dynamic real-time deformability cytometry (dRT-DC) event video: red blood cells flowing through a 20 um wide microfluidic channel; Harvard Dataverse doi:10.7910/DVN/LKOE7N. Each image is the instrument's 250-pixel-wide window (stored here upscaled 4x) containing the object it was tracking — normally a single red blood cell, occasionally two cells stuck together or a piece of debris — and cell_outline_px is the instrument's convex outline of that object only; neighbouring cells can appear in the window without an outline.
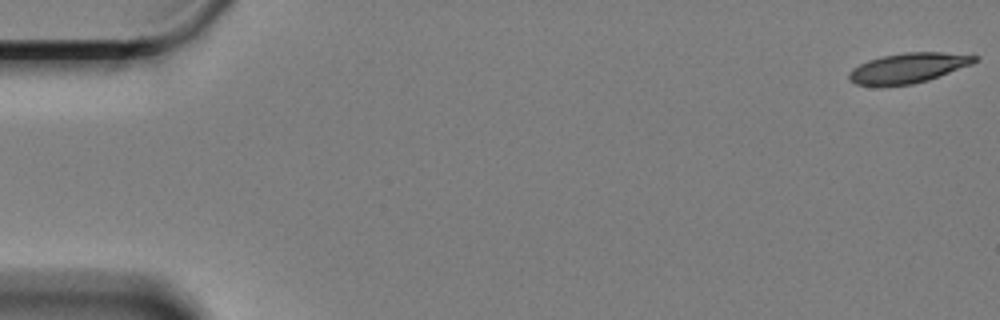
{"species": "Egyptian fruit bat (a non-hibernating species)", "species_latin": "Rousettus aegyptiacus", "temperature_condition": "cold", "stored_images_in_passage": 6, "camera_frame_rate_fps": 3000, "um_per_image_px": 0.085, "animal": {"sex": "female"}, "frame": {"image": 1, "passage_image": 1, "time_ms": 0.0, "image_size_px": [1000, 320], "cell_outline_px": [[980, 60], [972, 64], [928, 80], [912, 84], [856, 84], [848, 76], [848, 72], [852, 68], [868, 60], [880, 56], [904, 52], [940, 52], [980, 56]], "centroid_in_image_um": [77.25, 5.74], "position_along_channel_um": 7.8, "area_um2": 21.62}}